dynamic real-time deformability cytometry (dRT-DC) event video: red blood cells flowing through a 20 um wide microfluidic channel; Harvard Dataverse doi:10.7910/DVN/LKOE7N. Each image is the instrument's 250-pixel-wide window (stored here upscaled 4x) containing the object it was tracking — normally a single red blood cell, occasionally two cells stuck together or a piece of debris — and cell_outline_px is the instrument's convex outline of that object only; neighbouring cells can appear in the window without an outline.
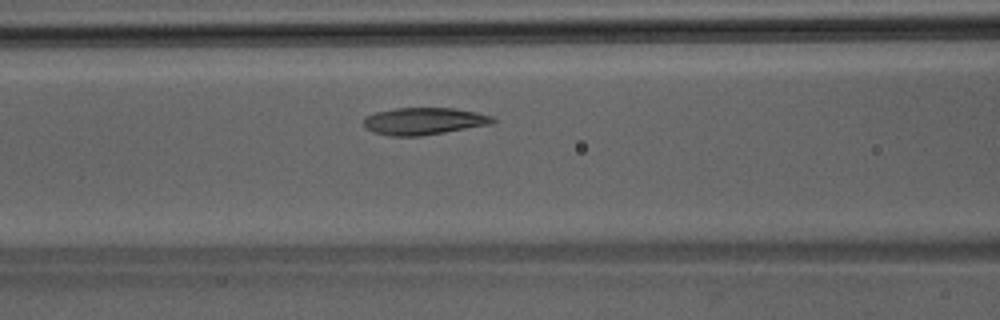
{"species": "Egyptian fruit bat (a non-hibernating species)", "species_latin": "Rousettus aegyptiacus", "temperature_condition": "room temperature", "stored_images_in_passage": 37, "camera_frame_rate_fps": 3000, "um_per_image_px": 0.085, "animal": {"sex": "male"}, "frame": {"image": 1, "passage_image": 11, "time_ms": 3.333, "image_size_px": [1000, 320], "cell_outline_px": [[496, 120], [488, 124], [444, 132], [420, 136], [388, 136], [372, 132], [364, 128], [364, 116], [376, 112], [396, 108], [452, 108], [476, 112], [496, 116]], "centroid_in_image_um": [35.98, 10.29], "position_along_channel_um": 130.6, "area_um2": 20.4}}
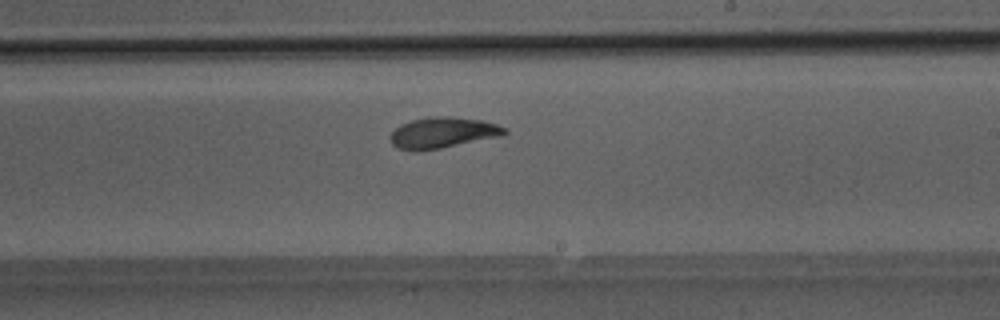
{"frame": {"image": 2, "passage_image": 19, "time_ms": 6.0, "image_size_px": [1000, 320], "cell_outline_px": [[508, 132], [504, 136], [440, 148], [416, 152], [412, 152], [396, 148], [392, 144], [388, 136], [400, 124], [412, 120], [428, 116], [448, 116], [480, 120], [496, 124], [504, 128]], "centroid_in_image_um": [37.59, 11.29], "position_along_channel_um": 251.4, "area_um2": 20.87}}
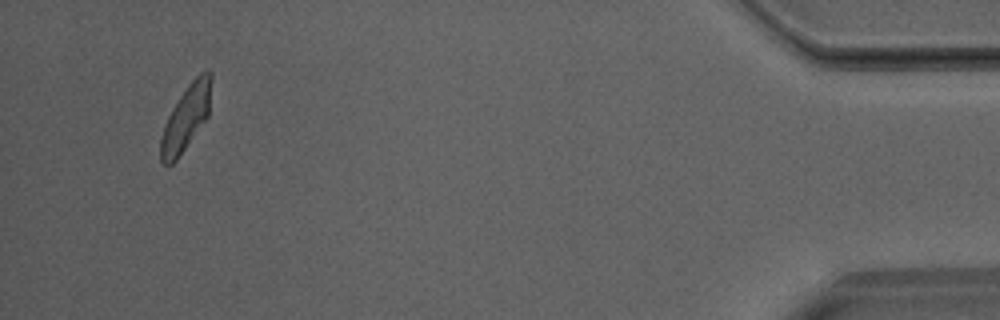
{"frame": {"image": 3, "passage_image": 35, "time_ms": 11.333, "image_size_px": [1000, 320], "cell_outline_px": [[212, 76], [208, 116], [176, 160], [172, 164], [164, 164], [160, 160], [160, 136], [164, 124], [172, 108], [188, 84], [200, 72], [208, 68], [212, 72]], "centroid_in_image_um": [15.81, 9.97], "position_along_channel_um": 419.4, "area_um2": 19.13}}